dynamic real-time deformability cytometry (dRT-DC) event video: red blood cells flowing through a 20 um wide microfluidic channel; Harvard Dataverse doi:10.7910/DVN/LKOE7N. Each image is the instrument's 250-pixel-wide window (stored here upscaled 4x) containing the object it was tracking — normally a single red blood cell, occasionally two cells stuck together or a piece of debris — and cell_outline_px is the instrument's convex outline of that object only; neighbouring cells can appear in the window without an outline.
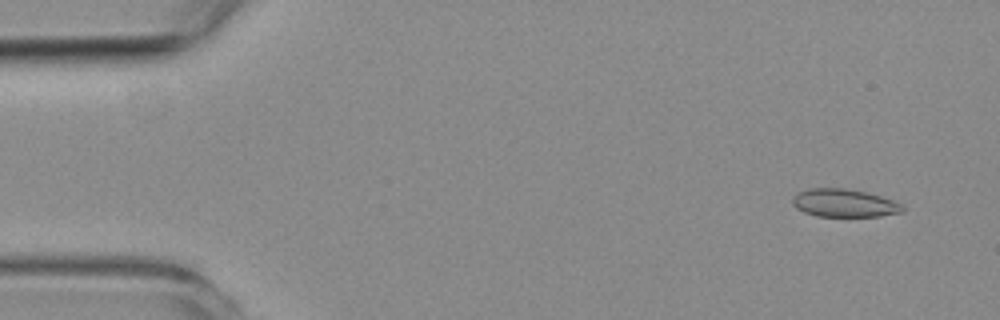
{"species": "common noctule bat (a hibernating species)", "species_latin": "Nyctalus noctula", "temperature_condition": "room temperature", "stored_images_in_passage": 55, "camera_frame_rate_fps": 3000, "um_per_image_px": 0.085, "animal": {"sex": "female", "body_mass_g": 19.3, "forearm_length_mm": 54.1}, "frame": {"image": 1, "passage_image": 4, "time_ms": 1.0, "image_size_px": [1000, 320], "cell_outline_px": [[904, 212], [880, 216], [816, 216], [804, 212], [796, 208], [792, 204], [792, 196], [808, 188], [844, 188], [868, 192], [892, 200], [900, 204], [904, 208]], "centroid_in_image_um": [71.74, 17.26], "position_along_channel_um": 13.3, "area_um2": 17.98}}
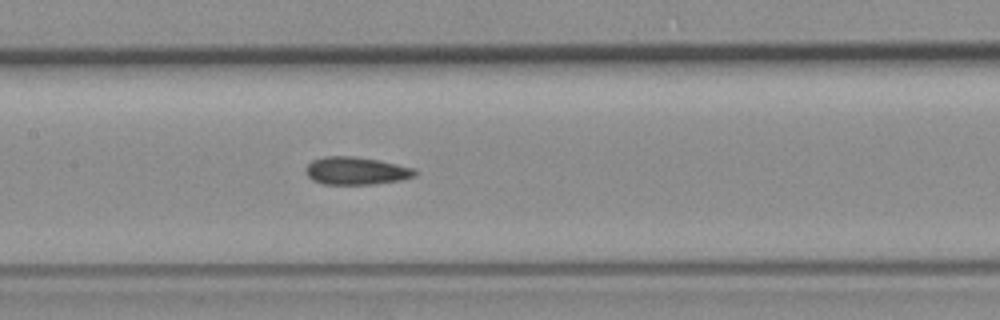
{"frame": {"image": 2, "passage_image": 26, "time_ms": 8.333, "image_size_px": [1000, 320], "cell_outline_px": [[416, 176], [400, 180], [372, 184], [324, 184], [312, 180], [304, 172], [304, 168], [312, 160], [324, 156], [352, 156], [376, 160], [416, 168]], "centroid_in_image_um": [30.23, 14.52], "position_along_channel_um": 177.2, "area_um2": 17.63}}
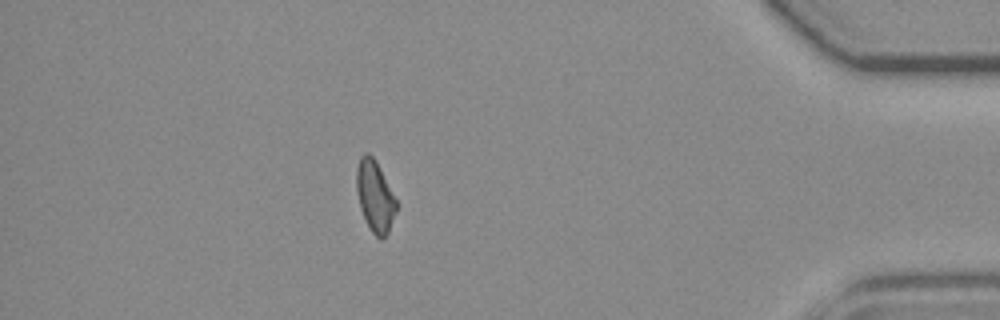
{"frame": {"image": 3, "passage_image": 48, "time_ms": 15.667, "image_size_px": [1000, 320], "cell_outline_px": [[396, 212], [388, 232], [380, 240], [372, 232], [360, 208], [356, 192], [356, 168], [360, 156], [364, 152], [368, 152], [376, 160], [396, 200]], "centroid_in_image_um": [31.85, 16.64], "position_along_channel_um": 403.4, "area_um2": 16.42}, "authors_computed_cell_mechanics": {"area_um2": 17.3978, "velocity_mm_per_s": 3.7566, "shape_relaxation_time_tau1_ms": null, "shape_relaxation_time_tau2_ms": 3.4992, "deformation_change_tau1": null, "deformation_change_tau2": 0.0937}}